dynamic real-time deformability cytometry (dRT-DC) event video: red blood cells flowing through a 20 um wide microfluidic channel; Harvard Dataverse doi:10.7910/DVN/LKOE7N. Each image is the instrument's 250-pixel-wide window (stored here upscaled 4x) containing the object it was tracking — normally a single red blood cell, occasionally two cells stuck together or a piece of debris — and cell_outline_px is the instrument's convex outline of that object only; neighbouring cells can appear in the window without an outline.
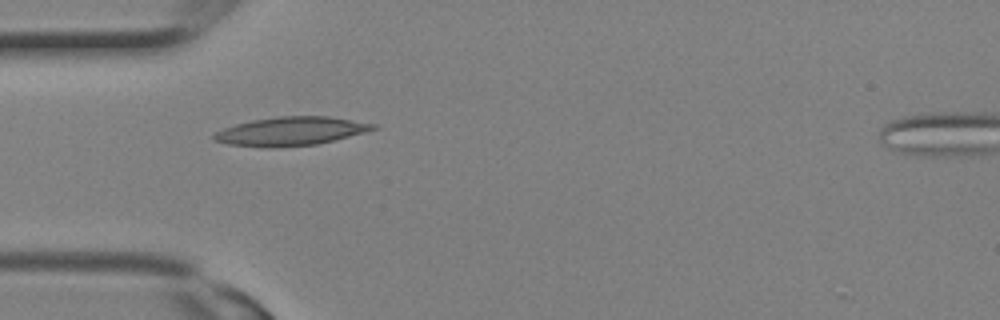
{"species": "Egyptian fruit bat (a non-hibernating species)", "species_latin": "Rousettus aegyptiacus", "temperature_condition": "room temperature", "stored_images_in_passage": 2, "camera_frame_rate_fps": 3000, "um_per_image_px": 0.085, "animal": {"sex": "female"}, "frame": {"image": 1, "passage_image": 2, "time_ms": 0.333, "image_size_px": [1000, 320], "cell_outline_px": [[380, 128], [316, 144], [276, 148], [268, 148], [228, 144], [212, 140], [212, 136], [216, 132], [224, 128], [236, 124], [252, 120], [276, 116], [328, 116], [380, 124]], "centroid_in_image_um": [24.73, 11.15], "position_along_channel_um": 60.3, "area_um2": 26.7}}